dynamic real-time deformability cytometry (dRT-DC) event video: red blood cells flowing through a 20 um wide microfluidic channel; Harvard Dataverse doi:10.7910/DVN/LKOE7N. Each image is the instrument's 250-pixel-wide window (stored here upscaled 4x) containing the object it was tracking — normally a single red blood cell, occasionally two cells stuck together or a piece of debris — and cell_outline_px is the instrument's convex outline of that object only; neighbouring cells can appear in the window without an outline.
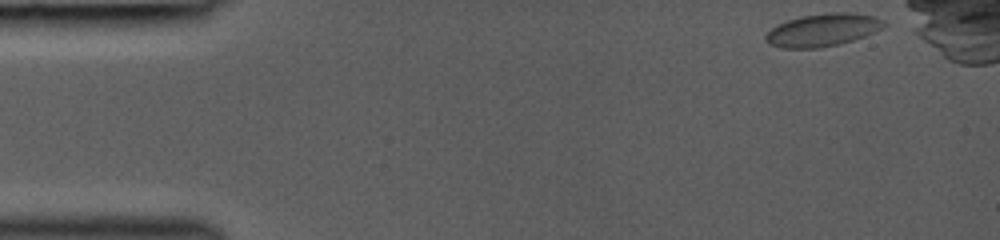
{"species": "common noctule bat (a hibernating species)", "species_latin": "Nyctalus noctula", "temperature_condition": "room temperature", "stored_images_in_passage": 4, "camera_frame_rate_fps": 3000, "um_per_image_px": 0.085, "animal": {"sex": "female", "body_mass_g": 19.0, "forearm_length_mm": 53.3}, "frame": {"image": 1, "passage_image": 1, "time_ms": 0.0, "image_size_px": [1000, 240], "cell_outline_px": [[888, 24], [864, 36], [852, 40], [836, 44], [816, 48], [780, 48], [768, 44], [764, 40], [764, 36], [776, 24], [800, 16], [828, 12], [852, 12], [872, 16], [884, 20]], "centroid_in_image_um": [69.88, 2.54], "position_along_channel_um": 15.1, "area_um2": 22.48}}